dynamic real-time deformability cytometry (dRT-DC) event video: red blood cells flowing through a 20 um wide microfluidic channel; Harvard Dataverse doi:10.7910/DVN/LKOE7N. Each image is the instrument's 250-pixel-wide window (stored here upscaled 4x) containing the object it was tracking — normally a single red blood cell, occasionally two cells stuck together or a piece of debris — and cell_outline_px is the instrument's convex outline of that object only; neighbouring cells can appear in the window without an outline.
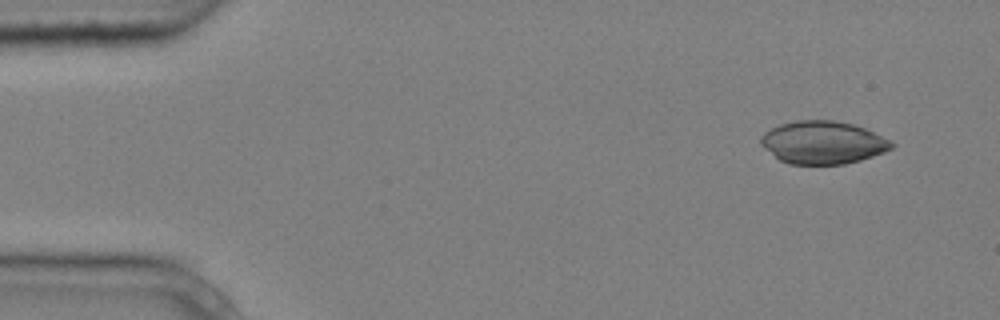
{"species": "common noctule bat (a hibernating species)", "species_latin": "Nyctalus noctula", "temperature_condition": "cold", "stored_images_in_passage": 4, "camera_frame_rate_fps": 3000, "um_per_image_px": 0.085, "animal": {"sex": "male", "body_mass_g": 20.4}, "frame": {"image": 1, "passage_image": 1, "time_ms": 0.0, "image_size_px": [1000, 320], "cell_outline_px": [[896, 144], [892, 148], [884, 152], [860, 160], [844, 164], [788, 164], [780, 160], [760, 144], [760, 136], [764, 132], [780, 124], [796, 120], [832, 120], [852, 124], [864, 128]], "centroid_in_image_um": [69.92, 12.11], "position_along_channel_um": 15.1, "area_um2": 32.37}}
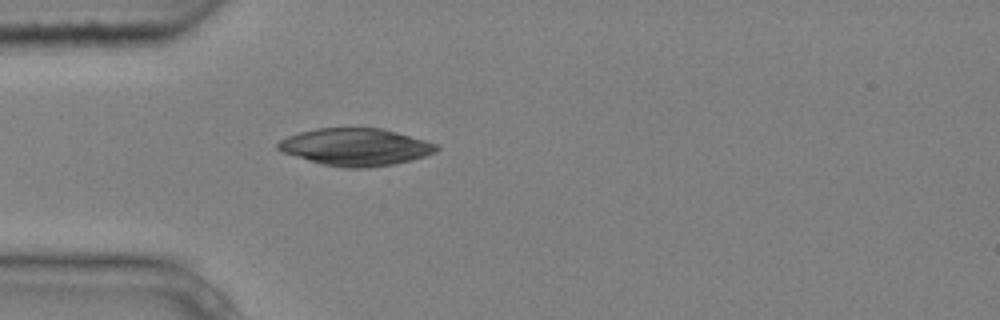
{"frame": {"image": 2, "passage_image": 4, "time_ms": 1.0, "image_size_px": [1000, 320], "cell_outline_px": [[440, 148], [436, 152], [412, 160], [392, 164], [364, 168], [344, 168], [324, 164], [308, 160], [280, 152], [276, 148], [276, 144], [280, 140], [288, 136], [300, 132], [316, 128], [380, 128], [396, 132], [424, 140], [436, 144]], "centroid_in_image_um": [30.19, 12.49], "position_along_channel_um": 54.8, "area_um2": 34.28}}